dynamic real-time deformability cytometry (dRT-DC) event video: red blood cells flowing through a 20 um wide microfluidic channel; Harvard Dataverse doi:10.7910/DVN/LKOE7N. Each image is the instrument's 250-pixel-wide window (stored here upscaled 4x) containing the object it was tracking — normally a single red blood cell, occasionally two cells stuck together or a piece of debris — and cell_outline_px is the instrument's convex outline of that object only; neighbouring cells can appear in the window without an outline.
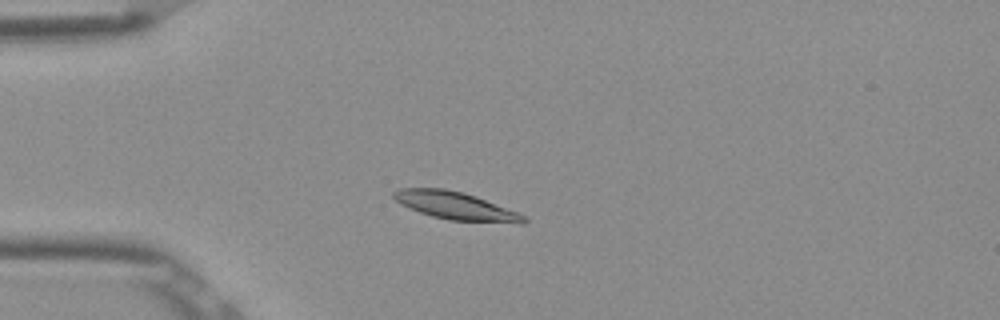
{"species": "Egyptian fruit bat (a non-hibernating species)", "species_latin": "Rousettus aegyptiacus", "temperature_condition": "room temperature", "stored_images_in_passage": 6, "camera_frame_rate_fps": 3000, "um_per_image_px": 0.085, "frame": {"image": 1, "passage_image": 4, "time_ms": 1.0, "image_size_px": [1000, 320], "cell_outline_px": [[528, 220], [524, 224], [520, 224], [448, 220], [432, 216], [420, 212], [400, 204], [392, 196], [392, 192], [400, 188], [444, 188], [464, 192], [476, 196], [528, 216]], "centroid_in_image_um": [38.78, 17.5], "position_along_channel_um": 46.2, "area_um2": 21.33}}
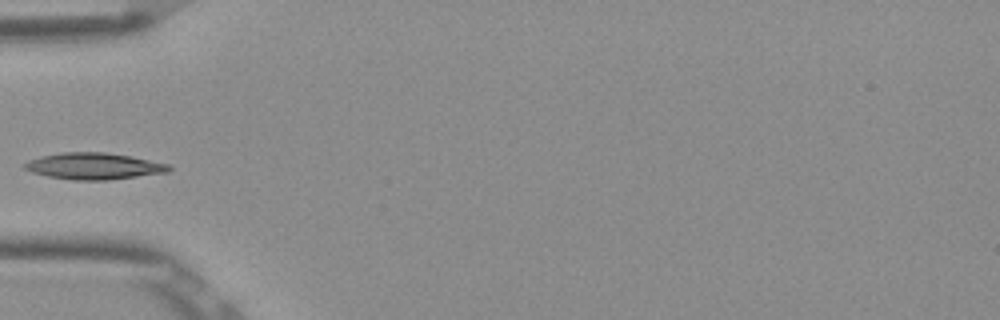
{"frame": {"image": 2, "passage_image": 5, "time_ms": 1.333, "image_size_px": [1000, 320], "cell_outline_px": [[172, 168], [168, 172], [108, 180], [72, 180], [48, 176], [32, 172], [24, 168], [24, 164], [28, 160], [40, 156], [60, 152], [104, 152], [132, 156], [168, 164]], "centroid_in_image_um": [7.97, 14.11], "position_along_channel_um": 77.0, "area_um2": 22.31}}
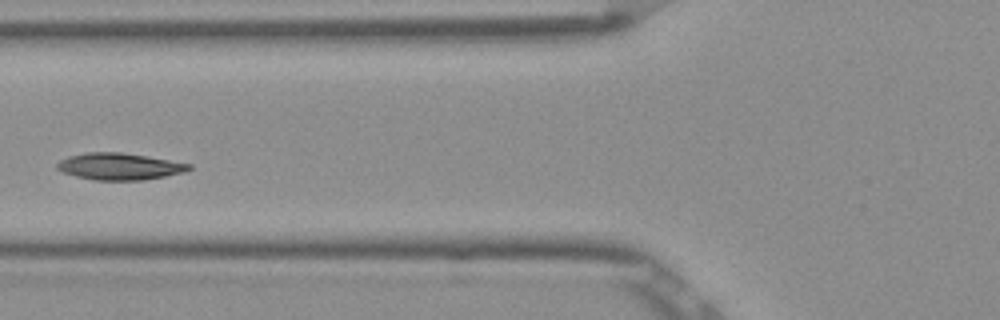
{"frame": {"image": 3, "passage_image": 6, "time_ms": 1.667, "image_size_px": [1000, 320], "cell_outline_px": [[192, 168], [184, 172], [144, 180], [92, 180], [76, 176], [64, 172], [56, 168], [56, 164], [60, 160], [68, 156], [88, 152], [120, 152], [192, 164]], "centroid_in_image_um": [10.13, 14.15], "position_along_channel_um": 115.7, "area_um2": 20.4}}